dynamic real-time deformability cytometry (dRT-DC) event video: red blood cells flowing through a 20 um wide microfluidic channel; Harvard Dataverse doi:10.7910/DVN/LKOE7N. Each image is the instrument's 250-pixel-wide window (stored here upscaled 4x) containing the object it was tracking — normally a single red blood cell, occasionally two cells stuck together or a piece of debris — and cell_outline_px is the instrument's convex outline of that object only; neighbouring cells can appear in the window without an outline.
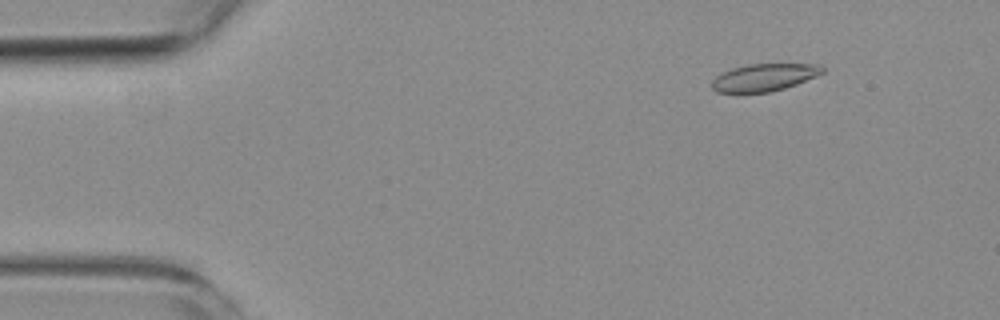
{"species": "common noctule bat (a hibernating species)", "species_latin": "Nyctalus noctula", "temperature_condition": "room temperature", "stored_images_in_passage": 4, "camera_frame_rate_fps": 3000, "um_per_image_px": 0.085, "animal": {"sex": "female", "body_mass_g": 19.3, "forearm_length_mm": 54.1}, "frame": {"image": 1, "passage_image": 2, "time_ms": 1.0, "image_size_px": [1000, 320], "cell_outline_px": [[824, 72], [816, 76], [796, 84], [784, 88], [768, 92], [716, 92], [712, 88], [712, 80], [716, 76], [732, 68], [748, 64], [820, 64], [824, 68]], "centroid_in_image_um": [64.96, 6.57], "position_along_channel_um": 20.0, "area_um2": 17.46}}